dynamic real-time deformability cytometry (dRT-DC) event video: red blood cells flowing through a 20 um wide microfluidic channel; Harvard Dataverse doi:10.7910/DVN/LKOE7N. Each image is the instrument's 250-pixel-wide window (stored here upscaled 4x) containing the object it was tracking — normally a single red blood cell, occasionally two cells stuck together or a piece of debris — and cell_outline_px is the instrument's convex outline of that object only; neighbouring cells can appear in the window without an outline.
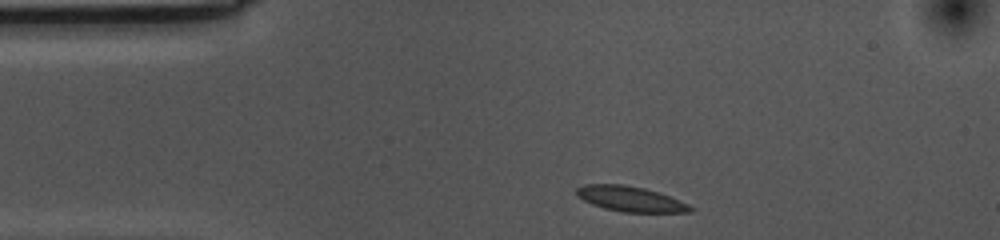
{"species": "common noctule bat (a hibernating species)", "species_latin": "Nyctalus noctula", "temperature_condition": "cold", "stored_images_in_passage": 35, "camera_frame_rate_fps": 3000, "um_per_image_px": 0.085, "animal": {"sex": "female", "body_mass_g": 10.0, "forearm_length_mm": 53.1}, "frame": {"image": 1, "passage_image": 1, "time_ms": 0.0, "image_size_px": [1000, 240], "cell_outline_px": [[696, 208], [692, 212], [624, 212], [604, 208], [592, 204], [576, 196], [576, 188], [584, 184], [624, 184], [644, 188], [668, 196], [688, 204]], "centroid_in_image_um": [53.56, 16.91], "position_along_channel_um": 31.4, "area_um2": 16.65}}
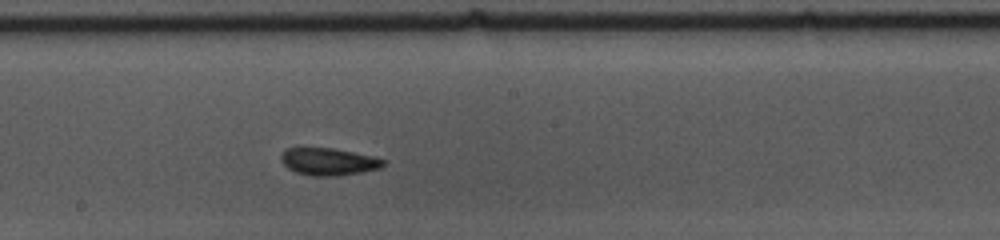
{"frame": {"image": 2, "passage_image": 20, "time_ms": 6.333, "image_size_px": [1000, 240], "cell_outline_px": [[388, 160], [380, 168], [360, 172], [336, 176], [312, 176], [296, 172], [288, 168], [280, 160], [280, 156], [288, 148], [332, 148], [372, 156]], "centroid_in_image_um": [27.93, 13.74], "position_along_channel_um": 220.3, "area_um2": 16.13}}
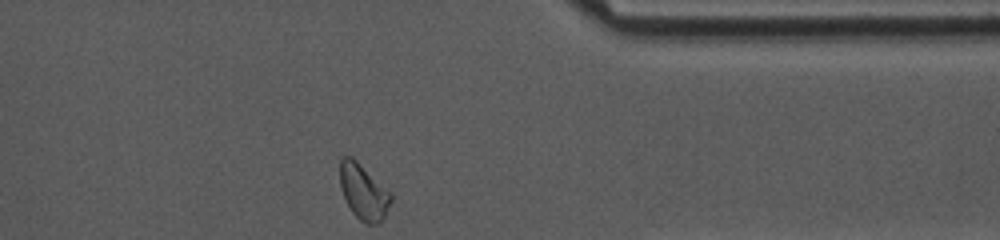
{"frame": {"image": 3, "passage_image": 35, "time_ms": 11.333, "image_size_px": [1000, 240], "cell_outline_px": [[392, 200], [384, 220], [376, 224], [368, 224], [360, 220], [352, 212], [340, 188], [340, 160], [344, 156], [352, 156], [392, 192]], "centroid_in_image_um": [30.93, 16.31], "position_along_channel_um": 380.5, "area_um2": 16.7}, "authors_computed_cell_mechanics": {"area_um2": 16.473, "velocity_mm_per_s": 3.5029, "shape_relaxation_time_tau1_ms": 4.6837, "shape_relaxation_time_tau2_ms": 1.8855, "deformation_change_tau1": 0.0973, "deformation_change_tau2": 0.0797}}